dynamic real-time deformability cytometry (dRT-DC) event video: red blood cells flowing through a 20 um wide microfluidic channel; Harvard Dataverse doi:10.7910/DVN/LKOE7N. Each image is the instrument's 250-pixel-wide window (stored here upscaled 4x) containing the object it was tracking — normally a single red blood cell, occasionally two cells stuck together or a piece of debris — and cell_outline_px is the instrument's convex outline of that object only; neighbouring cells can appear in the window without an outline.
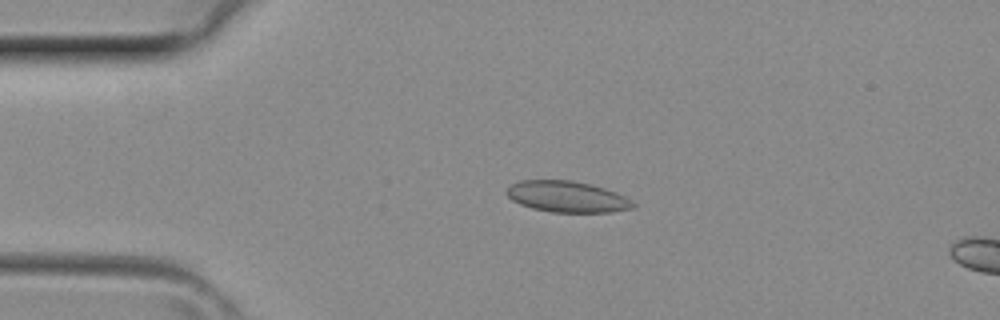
{"species": "common noctule bat (a hibernating species)", "species_latin": "Nyctalus noctula", "temperature_condition": "room temperature", "stored_images_in_passage": 4, "camera_frame_rate_fps": 3000, "um_per_image_px": 0.085, "animal": {"sex": "female", "body_mass_g": 29.2, "forearm_length_mm": 56.3}, "frame": {"image": 1, "passage_image": 3, "time_ms": 0.667, "image_size_px": [1000, 320], "cell_outline_px": [[636, 204], [632, 208], [612, 212], [552, 212], [532, 208], [520, 204], [512, 200], [504, 192], [512, 184], [520, 180], [572, 180], [604, 188], [616, 192], [632, 200]], "centroid_in_image_um": [48.19, 16.72], "position_along_channel_um": 36.8, "area_um2": 22.89}}